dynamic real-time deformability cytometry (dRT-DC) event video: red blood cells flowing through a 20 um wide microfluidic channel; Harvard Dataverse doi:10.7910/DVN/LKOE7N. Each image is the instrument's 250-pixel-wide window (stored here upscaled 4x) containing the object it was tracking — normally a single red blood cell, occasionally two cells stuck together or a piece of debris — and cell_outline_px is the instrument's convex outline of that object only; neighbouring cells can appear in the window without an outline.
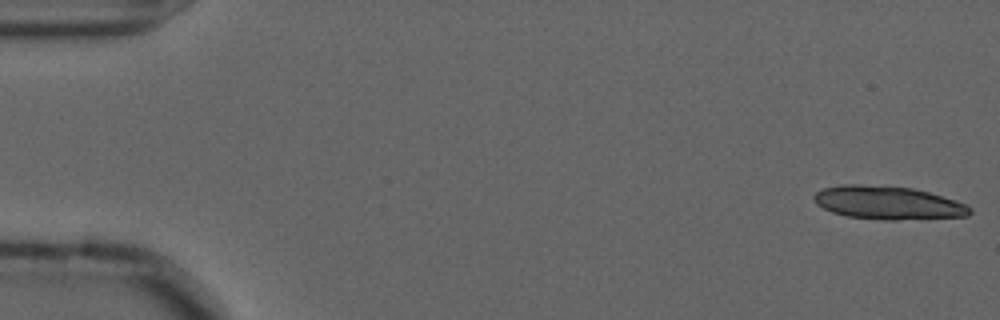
{"species": "common noctule bat (a hibernating species)", "species_latin": "Nyctalus noctula", "temperature_condition": "cold", "stored_images_in_passage": 16, "camera_frame_rate_fps": 3000, "um_per_image_px": 0.085, "animal": {"sex": "male", "forearm_length_mm": 52.5}, "frame": {"image": 1, "passage_image": 1, "time_ms": 0.0, "image_size_px": [1000, 320], "cell_outline_px": [[972, 212], [968, 216], [896, 220], [888, 220], [848, 216], [832, 212], [816, 204], [812, 196], [816, 192], [824, 188], [840, 184], [860, 184], [912, 188], [928, 192], [956, 200], [972, 208]], "centroid_in_image_um": [75.47, 17.23], "position_along_channel_um": 9.5, "area_um2": 30.11}}